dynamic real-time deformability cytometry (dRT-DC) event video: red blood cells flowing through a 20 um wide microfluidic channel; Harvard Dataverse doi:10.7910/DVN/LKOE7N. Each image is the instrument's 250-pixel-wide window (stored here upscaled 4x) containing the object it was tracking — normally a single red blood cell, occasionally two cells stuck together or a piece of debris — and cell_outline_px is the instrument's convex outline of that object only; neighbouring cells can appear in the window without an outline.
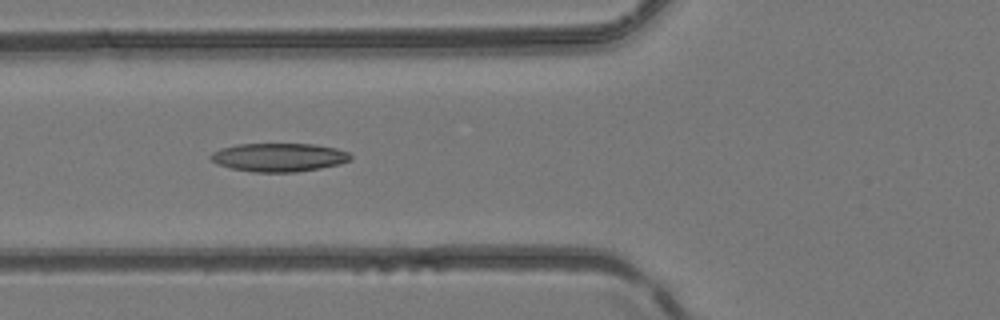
{"species": "common noctule bat (a hibernating species)", "species_latin": "Nyctalus noctula", "temperature_condition": "room temperature", "stored_images_in_passage": 5, "camera_frame_rate_fps": 3000, "um_per_image_px": 0.085, "animal": {"sex": "female", "body_mass_g": 24.6, "forearm_length_mm": 56.2}, "frame": {"image": 1, "passage_image": 5, "time_ms": 1.333, "image_size_px": [1000, 320], "cell_outline_px": [[352, 160], [340, 164], [320, 168], [296, 172], [252, 172], [232, 168], [216, 164], [208, 156], [212, 152], [220, 148], [236, 144], [312, 144], [336, 148], [348, 152], [352, 156]], "centroid_in_image_um": [23.7, 13.37], "position_along_channel_um": 102.1, "area_um2": 23.35}}